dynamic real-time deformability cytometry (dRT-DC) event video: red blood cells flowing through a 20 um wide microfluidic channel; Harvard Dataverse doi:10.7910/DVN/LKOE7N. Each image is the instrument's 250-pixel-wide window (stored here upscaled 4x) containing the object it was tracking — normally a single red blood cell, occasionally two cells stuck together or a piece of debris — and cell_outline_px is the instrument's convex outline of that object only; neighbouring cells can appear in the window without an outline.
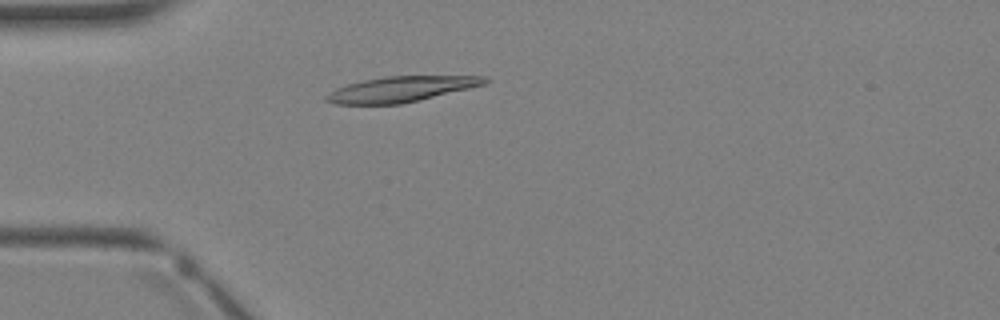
{"species": "Egyptian fruit bat (a non-hibernating species)", "species_latin": "Rousettus aegyptiacus", "temperature_condition": "warm", "stored_images_in_passage": 2, "camera_frame_rate_fps": 3000, "um_per_image_px": 0.085, "animal": {"sex": "female"}, "frame": {"image": 1, "passage_image": 2, "time_ms": 2.0, "image_size_px": [1000, 320], "cell_outline_px": [[488, 80], [484, 84], [468, 88], [400, 104], [332, 104], [324, 100], [324, 96], [328, 92], [336, 88], [348, 84], [364, 80], [384, 76], [488, 76]], "centroid_in_image_um": [34.0, 7.57], "position_along_channel_um": 51.0, "area_um2": 23.24}}